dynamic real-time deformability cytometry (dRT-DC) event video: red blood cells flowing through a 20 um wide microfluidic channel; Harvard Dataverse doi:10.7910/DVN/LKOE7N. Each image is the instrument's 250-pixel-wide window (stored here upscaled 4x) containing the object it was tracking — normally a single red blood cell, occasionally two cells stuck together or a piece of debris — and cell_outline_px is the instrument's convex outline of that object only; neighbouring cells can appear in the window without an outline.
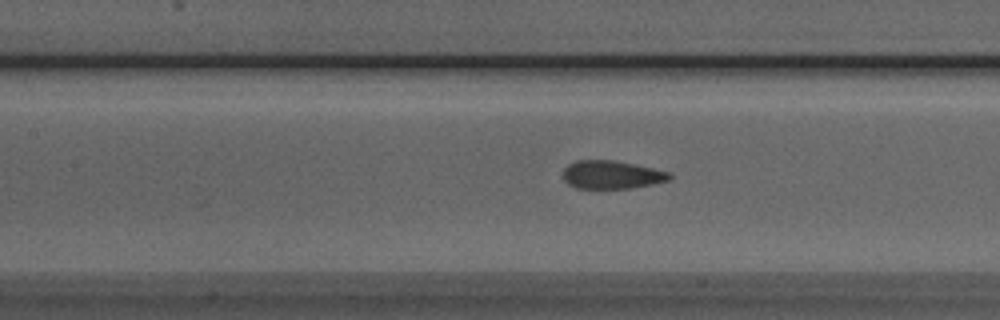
{"species": "Egyptian fruit bat (a non-hibernating species)", "species_latin": "Rousettus aegyptiacus", "temperature_condition": "room temperature", "stored_images_in_passage": 43, "camera_frame_rate_fps": 3000, "um_per_image_px": 0.085, "animal": {"sex": "male"}, "frame": {"image": 1, "passage_image": 14, "time_ms": 4.333, "image_size_px": [1000, 320], "cell_outline_px": [[672, 180], [652, 184], [628, 188], [576, 188], [568, 184], [564, 180], [564, 168], [568, 164], [576, 160], [616, 160], [672, 172]], "centroid_in_image_um": [52.02, 14.84], "position_along_channel_um": 155.4, "area_um2": 17.63}}
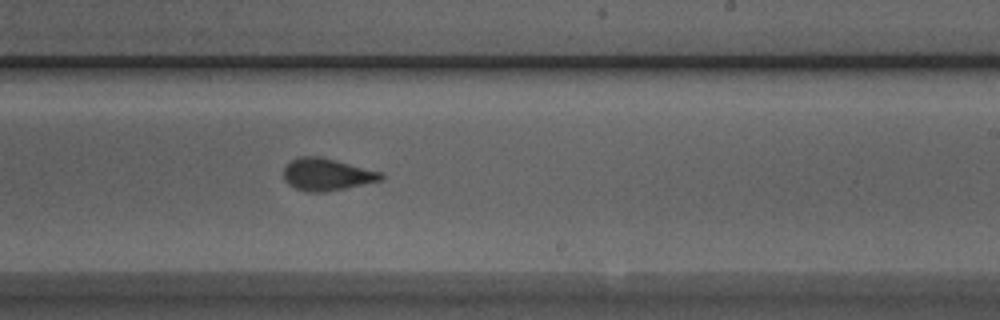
{"frame": {"image": 2, "passage_image": 22, "time_ms": 7.0, "image_size_px": [1000, 320], "cell_outline_px": [[384, 180], [324, 192], [304, 192], [288, 184], [284, 180], [284, 168], [292, 160], [300, 156], [320, 156], [336, 160], [380, 172], [384, 176]], "centroid_in_image_um": [27.76, 14.83], "position_along_channel_um": 261.2, "area_um2": 18.15}}
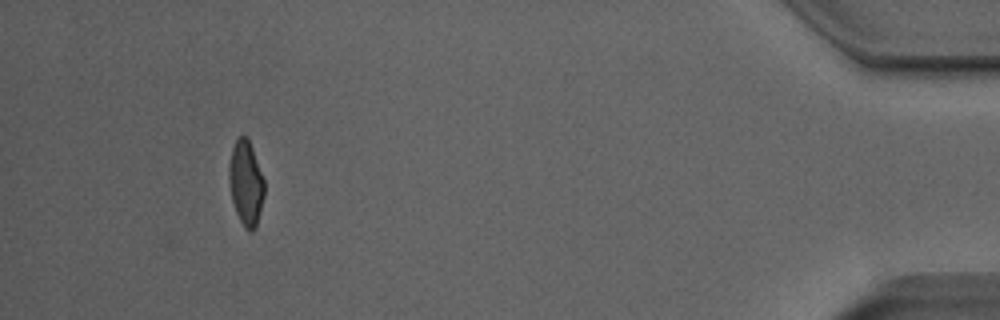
{"frame": {"image": 3, "passage_image": 39, "time_ms": 12.667, "image_size_px": [1000, 320], "cell_outline_px": [[264, 196], [256, 228], [252, 232], [248, 232], [244, 228], [236, 212], [232, 200], [228, 180], [228, 168], [232, 148], [236, 136], [248, 136], [264, 180]], "centroid_in_image_um": [20.89, 15.55], "position_along_channel_um": 414.3, "area_um2": 17.69}, "authors_computed_cell_mechanics": {"area_um2": 18.4382, "velocity_mm_per_s": 3.9833, "shape_relaxation_time_tau1_ms": 5.9666, "shape_relaxation_time_tau2_ms": 1.1887, "deformation_change_tau1": 0.1639, "deformation_change_tau2": 0.0686}}